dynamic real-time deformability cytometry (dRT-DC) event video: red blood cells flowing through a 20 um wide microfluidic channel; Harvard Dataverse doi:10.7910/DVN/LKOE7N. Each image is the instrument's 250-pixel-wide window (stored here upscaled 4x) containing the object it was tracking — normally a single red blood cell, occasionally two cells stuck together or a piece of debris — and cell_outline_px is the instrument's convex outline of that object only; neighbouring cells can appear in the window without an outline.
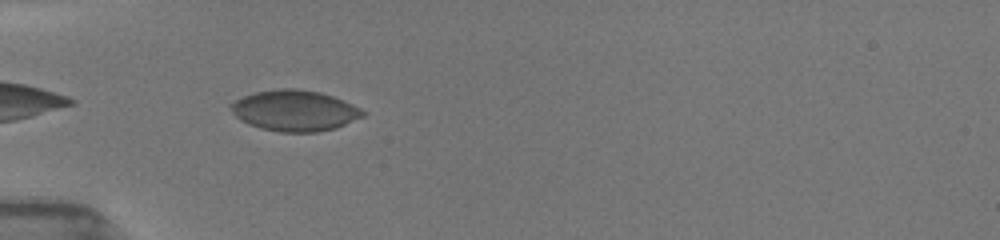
{"species": "common noctule bat (a hibernating species)", "species_latin": "Nyctalus noctula", "temperature_condition": "room temperature", "stored_images_in_passage": 30, "camera_frame_rate_fps": 3000, "um_per_image_px": 0.085, "animal": {"sex": "female", "body_mass_g": 19.5, "forearm_length_mm": 54.1}, "frame": {"image": 1, "passage_image": 11, "time_ms": 4.0, "image_size_px": [1000, 240], "cell_outline_px": [[364, 116], [336, 128], [316, 132], [280, 132], [260, 128], [248, 124], [240, 120], [236, 116], [228, 104], [244, 96], [256, 92], [280, 88], [296, 88], [320, 92], [332, 96], [364, 112]], "centroid_in_image_um": [24.99, 9.41], "position_along_channel_um": 60.0, "area_um2": 31.04}}
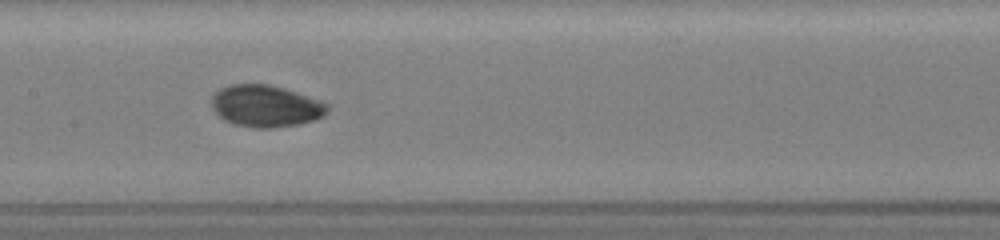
{"frame": {"image": 2, "passage_image": 19, "time_ms": 7.333, "image_size_px": [1000, 240], "cell_outline_px": [[328, 108], [324, 116], [300, 124], [272, 128], [256, 128], [232, 124], [224, 120], [216, 112], [212, 104], [212, 96], [220, 88], [228, 84], [268, 84], [284, 88], [328, 104]], "centroid_in_image_um": [22.56, 9.02], "position_along_channel_um": 184.8, "area_um2": 28.03}}
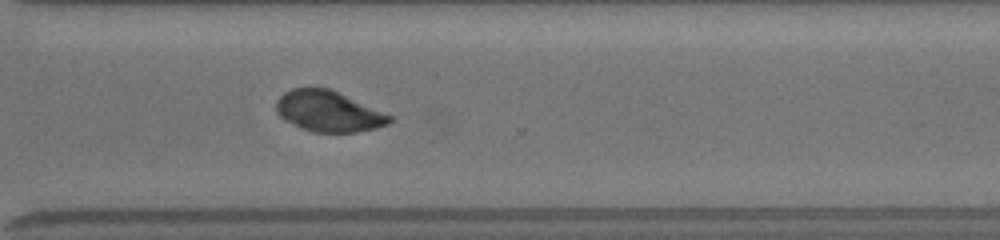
{"frame": {"image": 3, "passage_image": 30, "time_ms": 11.333, "image_size_px": [1000, 240], "cell_outline_px": [[392, 120], [388, 124], [376, 128], [356, 132], [312, 132], [284, 120], [280, 116], [276, 108], [276, 104], [280, 96], [284, 92], [292, 88], [328, 88], [392, 116]], "centroid_in_image_um": [27.9, 9.47], "position_along_channel_um": 342.7, "area_um2": 26.47}}